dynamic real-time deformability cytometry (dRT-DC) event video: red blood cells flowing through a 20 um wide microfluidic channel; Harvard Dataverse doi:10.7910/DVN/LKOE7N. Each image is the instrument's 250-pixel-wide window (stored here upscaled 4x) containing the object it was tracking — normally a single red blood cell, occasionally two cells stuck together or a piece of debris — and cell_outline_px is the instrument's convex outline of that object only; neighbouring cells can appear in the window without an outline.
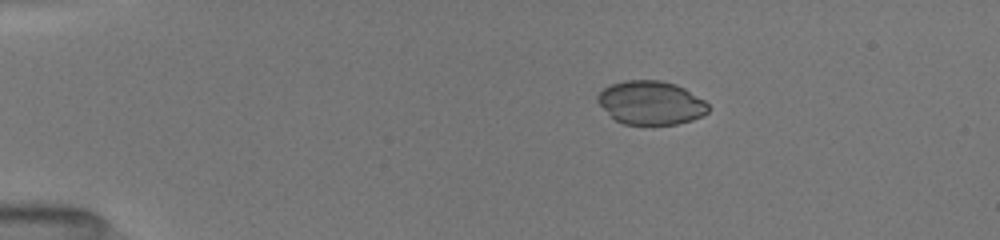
{"species": "common noctule bat (a hibernating species)", "species_latin": "Nyctalus noctula", "temperature_condition": "room temperature", "stored_images_in_passage": 4, "camera_frame_rate_fps": 3000, "um_per_image_px": 0.085, "animal": {"sex": "female", "body_mass_g": 19.5, "forearm_length_mm": 54.1}, "frame": {"image": 1, "passage_image": 1, "time_ms": 0.0, "image_size_px": [1000, 240], "cell_outline_px": [[708, 112], [692, 120], [676, 124], [624, 124], [616, 120], [596, 100], [596, 96], [604, 88], [612, 84], [624, 80], [660, 80], [676, 84], [684, 88], [704, 100], [708, 104]], "centroid_in_image_um": [55.33, 8.72], "position_along_channel_um": 29.7, "area_um2": 27.86}}